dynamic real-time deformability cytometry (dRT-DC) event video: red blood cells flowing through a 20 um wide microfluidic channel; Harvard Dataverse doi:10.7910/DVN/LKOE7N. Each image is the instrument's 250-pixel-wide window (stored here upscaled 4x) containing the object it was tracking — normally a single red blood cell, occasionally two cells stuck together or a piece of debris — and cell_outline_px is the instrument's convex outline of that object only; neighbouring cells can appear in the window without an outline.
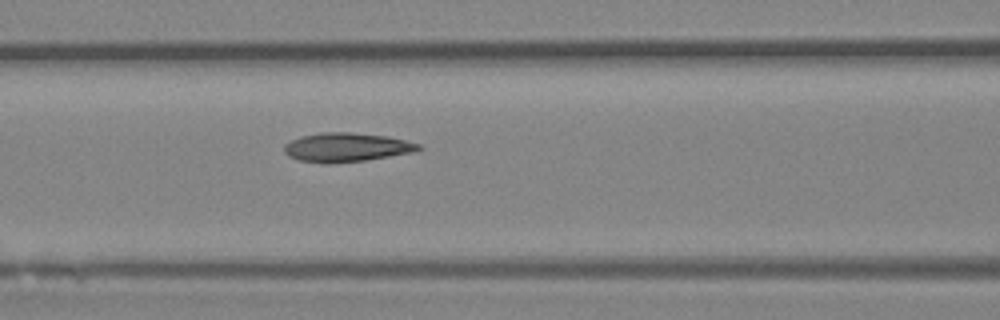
{"species": "Egyptian fruit bat (a non-hibernating species)", "species_latin": "Rousettus aegyptiacus", "temperature_condition": "room temperature", "stored_images_in_passage": 6, "camera_frame_rate_fps": 3000, "um_per_image_px": 0.085, "animal": {"sex": "female"}, "frame": {"image": 1, "passage_image": 6, "time_ms": 1.667, "image_size_px": [1000, 320], "cell_outline_px": [[424, 148], [412, 152], [364, 160], [328, 164], [324, 164], [300, 160], [288, 156], [284, 152], [284, 144], [300, 136], [320, 132], [352, 132], [388, 136], [420, 144]], "centroid_in_image_um": [29.42, 12.51], "position_along_channel_um": 137.2, "area_um2": 22.72}}